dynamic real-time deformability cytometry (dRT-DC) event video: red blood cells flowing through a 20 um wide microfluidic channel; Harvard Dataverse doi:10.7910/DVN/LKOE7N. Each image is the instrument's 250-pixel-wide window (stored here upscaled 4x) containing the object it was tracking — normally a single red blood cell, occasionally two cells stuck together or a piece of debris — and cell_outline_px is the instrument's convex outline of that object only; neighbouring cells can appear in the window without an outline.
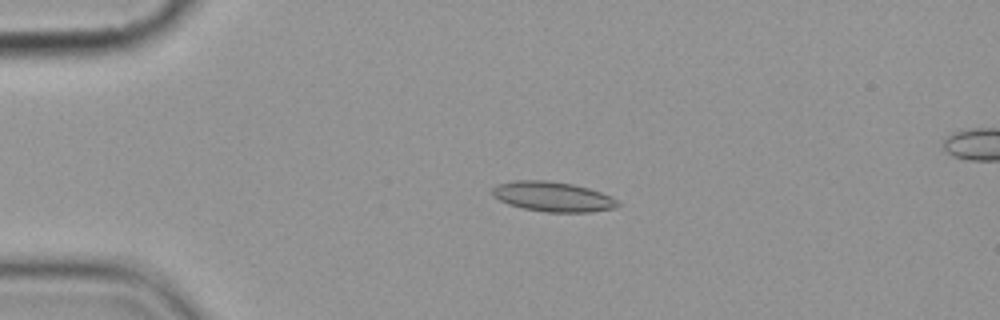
{"species": "common noctule bat (a hibernating species)", "species_latin": "Nyctalus noctula", "temperature_condition": "cold", "stored_images_in_passage": 6, "segment_of_instrument_passage": [1, 2], "camera_frame_rate_fps": 3000, "um_per_image_px": 0.085, "animal": {"sex": "female", "body_mass_g": 19.9}, "frame": {"image": 1, "passage_image": 4, "time_ms": 3.667, "image_size_px": [1000, 320], "cell_outline_px": [[620, 204], [616, 208], [592, 212], [544, 212], [524, 208], [508, 204], [492, 196], [492, 188], [496, 184], [512, 180], [544, 180], [572, 184], [588, 188], [600, 192], [616, 200]], "centroid_in_image_um": [46.95, 16.71], "position_along_channel_um": 38.1, "area_um2": 21.85}}